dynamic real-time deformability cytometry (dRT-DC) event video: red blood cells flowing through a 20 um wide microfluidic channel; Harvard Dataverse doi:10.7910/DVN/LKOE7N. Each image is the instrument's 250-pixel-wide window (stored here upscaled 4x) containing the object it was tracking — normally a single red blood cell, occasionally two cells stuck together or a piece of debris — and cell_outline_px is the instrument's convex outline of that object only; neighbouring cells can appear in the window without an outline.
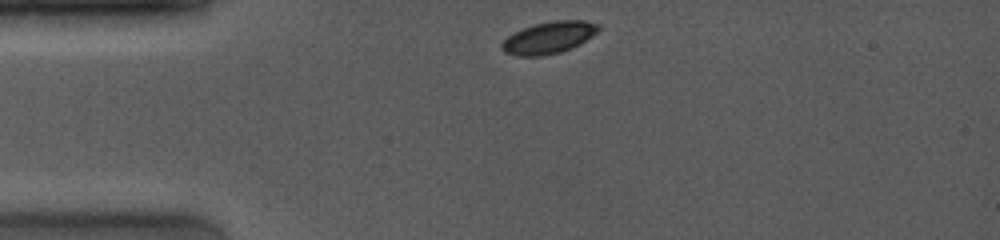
{"species": "common noctule bat (a hibernating species)", "species_latin": "Nyctalus noctula", "temperature_condition": "room temperature", "stored_images_in_passage": 7, "camera_frame_rate_fps": 4000, "um_per_image_px": 0.085, "animal": {"sex": "female", "body_mass_g": 19.0, "forearm_length_mm": 53.3}, "frame": {"image": 1, "passage_image": 1, "time_ms": 0.0, "image_size_px": [1000, 240], "cell_outline_px": [[600, 28], [592, 36], [572, 48], [560, 52], [540, 56], [516, 56], [504, 52], [500, 48], [500, 44], [512, 32], [532, 24], [552, 20], [584, 20], [600, 24]], "centroid_in_image_um": [46.62, 3.19], "position_along_channel_um": 38.4, "area_um2": 18.21}}
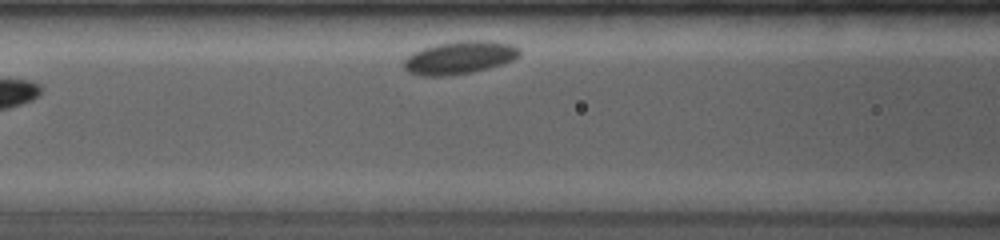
{"frame": {"image": 2, "passage_image": 7, "time_ms": 4.0, "image_size_px": [1000, 240], "cell_outline_px": [[520, 56], [504, 64], [472, 72], [448, 76], [420, 76], [408, 72], [404, 68], [404, 60], [412, 52], [436, 44], [460, 40], [492, 40], [512, 44], [520, 48]], "centroid_in_image_um": [39.09, 4.89], "position_along_channel_um": 127.5, "area_um2": 22.48}}